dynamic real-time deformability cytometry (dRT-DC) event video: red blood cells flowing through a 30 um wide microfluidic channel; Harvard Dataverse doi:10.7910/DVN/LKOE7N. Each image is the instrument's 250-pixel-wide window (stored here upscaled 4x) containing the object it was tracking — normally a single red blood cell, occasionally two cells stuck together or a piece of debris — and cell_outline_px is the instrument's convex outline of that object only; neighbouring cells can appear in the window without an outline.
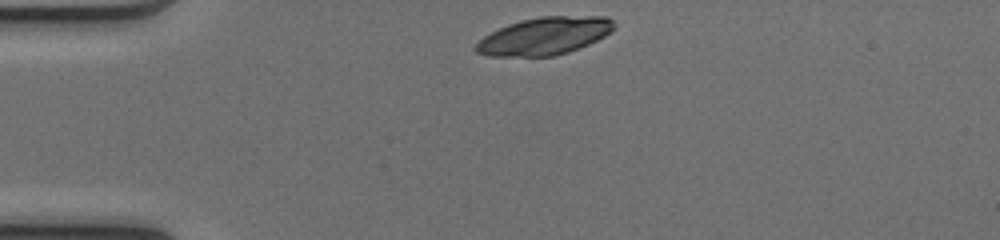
{"species": "common noctule bat (a hibernating species)", "species_latin": "Nyctalus noctula", "temperature_condition": "cold", "stored_images_in_passage": 39, "camera_frame_rate_fps": 3000, "um_per_image_px": 0.085, "animal": {"sex": "female", "body_mass_g": 17.0, "forearm_length_mm": 48.0}, "frame": {"image": 1, "passage_image": 1, "time_ms": 0.0, "image_size_px": [1000, 240], "cell_outline_px": [[616, 24], [604, 36], [588, 44], [568, 52], [552, 56], [488, 56], [476, 52], [472, 48], [484, 36], [508, 24], [520, 20], [540, 16], [608, 16]], "centroid_in_image_um": [46.26, 3.05], "position_along_channel_um": 38.7, "area_um2": 30.06}}